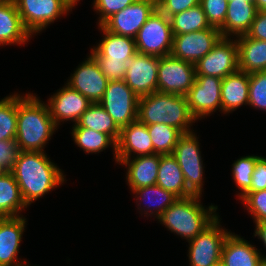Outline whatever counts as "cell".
Listing matches in <instances>:
<instances>
[{
	"label": "cell",
	"mask_w": 266,
	"mask_h": 266,
	"mask_svg": "<svg viewBox=\"0 0 266 266\" xmlns=\"http://www.w3.org/2000/svg\"><path fill=\"white\" fill-rule=\"evenodd\" d=\"M139 97L124 80L108 81L107 88L99 104L122 129L137 120Z\"/></svg>",
	"instance_id": "11"
},
{
	"label": "cell",
	"mask_w": 266,
	"mask_h": 266,
	"mask_svg": "<svg viewBox=\"0 0 266 266\" xmlns=\"http://www.w3.org/2000/svg\"><path fill=\"white\" fill-rule=\"evenodd\" d=\"M229 1H231V0H229ZM236 1H251V2H253V0H236Z\"/></svg>",
	"instance_id": "49"
},
{
	"label": "cell",
	"mask_w": 266,
	"mask_h": 266,
	"mask_svg": "<svg viewBox=\"0 0 266 266\" xmlns=\"http://www.w3.org/2000/svg\"><path fill=\"white\" fill-rule=\"evenodd\" d=\"M18 92L0 100V141L15 140L17 132Z\"/></svg>",
	"instance_id": "34"
},
{
	"label": "cell",
	"mask_w": 266,
	"mask_h": 266,
	"mask_svg": "<svg viewBox=\"0 0 266 266\" xmlns=\"http://www.w3.org/2000/svg\"><path fill=\"white\" fill-rule=\"evenodd\" d=\"M220 215L188 243L189 266H218L225 239L231 232L221 225Z\"/></svg>",
	"instance_id": "7"
},
{
	"label": "cell",
	"mask_w": 266,
	"mask_h": 266,
	"mask_svg": "<svg viewBox=\"0 0 266 266\" xmlns=\"http://www.w3.org/2000/svg\"><path fill=\"white\" fill-rule=\"evenodd\" d=\"M240 71L253 73L266 71V41L242 35L236 38Z\"/></svg>",
	"instance_id": "27"
},
{
	"label": "cell",
	"mask_w": 266,
	"mask_h": 266,
	"mask_svg": "<svg viewBox=\"0 0 266 266\" xmlns=\"http://www.w3.org/2000/svg\"><path fill=\"white\" fill-rule=\"evenodd\" d=\"M7 170H5L1 165H0V176L4 174Z\"/></svg>",
	"instance_id": "47"
},
{
	"label": "cell",
	"mask_w": 266,
	"mask_h": 266,
	"mask_svg": "<svg viewBox=\"0 0 266 266\" xmlns=\"http://www.w3.org/2000/svg\"><path fill=\"white\" fill-rule=\"evenodd\" d=\"M116 150V159L153 155L154 148L147 125L136 120L123 127L120 130Z\"/></svg>",
	"instance_id": "20"
},
{
	"label": "cell",
	"mask_w": 266,
	"mask_h": 266,
	"mask_svg": "<svg viewBox=\"0 0 266 266\" xmlns=\"http://www.w3.org/2000/svg\"><path fill=\"white\" fill-rule=\"evenodd\" d=\"M254 235L253 237H257L260 242L263 244V248L266 250V220L255 223L254 225ZM266 252V251H265ZM262 255L263 260H266V254L264 255L263 252H260Z\"/></svg>",
	"instance_id": "44"
},
{
	"label": "cell",
	"mask_w": 266,
	"mask_h": 266,
	"mask_svg": "<svg viewBox=\"0 0 266 266\" xmlns=\"http://www.w3.org/2000/svg\"><path fill=\"white\" fill-rule=\"evenodd\" d=\"M221 38L220 30L212 26L201 31L173 35L170 55L196 64L213 49Z\"/></svg>",
	"instance_id": "14"
},
{
	"label": "cell",
	"mask_w": 266,
	"mask_h": 266,
	"mask_svg": "<svg viewBox=\"0 0 266 266\" xmlns=\"http://www.w3.org/2000/svg\"><path fill=\"white\" fill-rule=\"evenodd\" d=\"M25 28L34 37L73 9L65 0H14Z\"/></svg>",
	"instance_id": "8"
},
{
	"label": "cell",
	"mask_w": 266,
	"mask_h": 266,
	"mask_svg": "<svg viewBox=\"0 0 266 266\" xmlns=\"http://www.w3.org/2000/svg\"><path fill=\"white\" fill-rule=\"evenodd\" d=\"M260 266H266V260H263L260 264Z\"/></svg>",
	"instance_id": "48"
},
{
	"label": "cell",
	"mask_w": 266,
	"mask_h": 266,
	"mask_svg": "<svg viewBox=\"0 0 266 266\" xmlns=\"http://www.w3.org/2000/svg\"><path fill=\"white\" fill-rule=\"evenodd\" d=\"M116 164L126 169L125 180L129 191L155 185L160 164V154L116 159Z\"/></svg>",
	"instance_id": "21"
},
{
	"label": "cell",
	"mask_w": 266,
	"mask_h": 266,
	"mask_svg": "<svg viewBox=\"0 0 266 266\" xmlns=\"http://www.w3.org/2000/svg\"><path fill=\"white\" fill-rule=\"evenodd\" d=\"M69 6L72 8V9H75V7L78 5V3L82 0H65Z\"/></svg>",
	"instance_id": "46"
},
{
	"label": "cell",
	"mask_w": 266,
	"mask_h": 266,
	"mask_svg": "<svg viewBox=\"0 0 266 266\" xmlns=\"http://www.w3.org/2000/svg\"><path fill=\"white\" fill-rule=\"evenodd\" d=\"M258 11H266V0H253Z\"/></svg>",
	"instance_id": "45"
},
{
	"label": "cell",
	"mask_w": 266,
	"mask_h": 266,
	"mask_svg": "<svg viewBox=\"0 0 266 266\" xmlns=\"http://www.w3.org/2000/svg\"><path fill=\"white\" fill-rule=\"evenodd\" d=\"M137 120L143 124L171 125L183 134L193 132L192 116L186 96L156 91L138 99Z\"/></svg>",
	"instance_id": "4"
},
{
	"label": "cell",
	"mask_w": 266,
	"mask_h": 266,
	"mask_svg": "<svg viewBox=\"0 0 266 266\" xmlns=\"http://www.w3.org/2000/svg\"><path fill=\"white\" fill-rule=\"evenodd\" d=\"M156 184L171 192L177 198H186L193 195L187 189L182 170L172 154H160V164Z\"/></svg>",
	"instance_id": "28"
},
{
	"label": "cell",
	"mask_w": 266,
	"mask_h": 266,
	"mask_svg": "<svg viewBox=\"0 0 266 266\" xmlns=\"http://www.w3.org/2000/svg\"><path fill=\"white\" fill-rule=\"evenodd\" d=\"M152 140L154 154H173L174 148L183 135L177 128L167 124L147 125Z\"/></svg>",
	"instance_id": "33"
},
{
	"label": "cell",
	"mask_w": 266,
	"mask_h": 266,
	"mask_svg": "<svg viewBox=\"0 0 266 266\" xmlns=\"http://www.w3.org/2000/svg\"><path fill=\"white\" fill-rule=\"evenodd\" d=\"M6 0H0V5L2 4V3H4Z\"/></svg>",
	"instance_id": "50"
},
{
	"label": "cell",
	"mask_w": 266,
	"mask_h": 266,
	"mask_svg": "<svg viewBox=\"0 0 266 266\" xmlns=\"http://www.w3.org/2000/svg\"><path fill=\"white\" fill-rule=\"evenodd\" d=\"M70 133L74 144L86 155L101 154L106 149L112 148L113 161L116 164L117 142L110 135L89 128H72Z\"/></svg>",
	"instance_id": "30"
},
{
	"label": "cell",
	"mask_w": 266,
	"mask_h": 266,
	"mask_svg": "<svg viewBox=\"0 0 266 266\" xmlns=\"http://www.w3.org/2000/svg\"><path fill=\"white\" fill-rule=\"evenodd\" d=\"M131 193L134 194L139 215L155 220L178 199L157 184L134 189Z\"/></svg>",
	"instance_id": "25"
},
{
	"label": "cell",
	"mask_w": 266,
	"mask_h": 266,
	"mask_svg": "<svg viewBox=\"0 0 266 266\" xmlns=\"http://www.w3.org/2000/svg\"><path fill=\"white\" fill-rule=\"evenodd\" d=\"M249 108L266 112V71L249 74Z\"/></svg>",
	"instance_id": "36"
},
{
	"label": "cell",
	"mask_w": 266,
	"mask_h": 266,
	"mask_svg": "<svg viewBox=\"0 0 266 266\" xmlns=\"http://www.w3.org/2000/svg\"><path fill=\"white\" fill-rule=\"evenodd\" d=\"M221 85L222 79L219 77L196 75L186 99L197 122L209 118L214 113H221Z\"/></svg>",
	"instance_id": "10"
},
{
	"label": "cell",
	"mask_w": 266,
	"mask_h": 266,
	"mask_svg": "<svg viewBox=\"0 0 266 266\" xmlns=\"http://www.w3.org/2000/svg\"><path fill=\"white\" fill-rule=\"evenodd\" d=\"M10 171L28 207L67 182L63 169L46 152L20 151Z\"/></svg>",
	"instance_id": "1"
},
{
	"label": "cell",
	"mask_w": 266,
	"mask_h": 266,
	"mask_svg": "<svg viewBox=\"0 0 266 266\" xmlns=\"http://www.w3.org/2000/svg\"><path fill=\"white\" fill-rule=\"evenodd\" d=\"M89 54V55H88ZM83 61L73 70L65 82L71 88L80 92L91 103H99L107 88L108 79L101 72L95 58L88 53Z\"/></svg>",
	"instance_id": "15"
},
{
	"label": "cell",
	"mask_w": 266,
	"mask_h": 266,
	"mask_svg": "<svg viewBox=\"0 0 266 266\" xmlns=\"http://www.w3.org/2000/svg\"><path fill=\"white\" fill-rule=\"evenodd\" d=\"M31 38L33 36L25 28L14 0H6L0 5V47H23L31 42Z\"/></svg>",
	"instance_id": "23"
},
{
	"label": "cell",
	"mask_w": 266,
	"mask_h": 266,
	"mask_svg": "<svg viewBox=\"0 0 266 266\" xmlns=\"http://www.w3.org/2000/svg\"><path fill=\"white\" fill-rule=\"evenodd\" d=\"M173 33L171 22L158 8L147 19L135 37L137 53L158 57L171 53Z\"/></svg>",
	"instance_id": "9"
},
{
	"label": "cell",
	"mask_w": 266,
	"mask_h": 266,
	"mask_svg": "<svg viewBox=\"0 0 266 266\" xmlns=\"http://www.w3.org/2000/svg\"><path fill=\"white\" fill-rule=\"evenodd\" d=\"M196 131L183 134L179 138L172 155L176 158L182 170L187 189L193 195L203 196L205 164L200 148L201 143L198 140L200 139L199 134L197 137Z\"/></svg>",
	"instance_id": "6"
},
{
	"label": "cell",
	"mask_w": 266,
	"mask_h": 266,
	"mask_svg": "<svg viewBox=\"0 0 266 266\" xmlns=\"http://www.w3.org/2000/svg\"><path fill=\"white\" fill-rule=\"evenodd\" d=\"M239 70L236 38H221L213 49L195 64L196 75L221 79Z\"/></svg>",
	"instance_id": "13"
},
{
	"label": "cell",
	"mask_w": 266,
	"mask_h": 266,
	"mask_svg": "<svg viewBox=\"0 0 266 266\" xmlns=\"http://www.w3.org/2000/svg\"><path fill=\"white\" fill-rule=\"evenodd\" d=\"M261 249L244 237L230 232L224 241L221 266H260L263 261Z\"/></svg>",
	"instance_id": "22"
},
{
	"label": "cell",
	"mask_w": 266,
	"mask_h": 266,
	"mask_svg": "<svg viewBox=\"0 0 266 266\" xmlns=\"http://www.w3.org/2000/svg\"><path fill=\"white\" fill-rule=\"evenodd\" d=\"M195 77V64L171 55L159 57L157 91L186 96Z\"/></svg>",
	"instance_id": "12"
},
{
	"label": "cell",
	"mask_w": 266,
	"mask_h": 266,
	"mask_svg": "<svg viewBox=\"0 0 266 266\" xmlns=\"http://www.w3.org/2000/svg\"><path fill=\"white\" fill-rule=\"evenodd\" d=\"M92 8L97 17L96 25H102L113 14L123 10L128 5L133 4L136 0H92Z\"/></svg>",
	"instance_id": "39"
},
{
	"label": "cell",
	"mask_w": 266,
	"mask_h": 266,
	"mask_svg": "<svg viewBox=\"0 0 266 266\" xmlns=\"http://www.w3.org/2000/svg\"><path fill=\"white\" fill-rule=\"evenodd\" d=\"M157 9V0H136L109 17L102 26L117 35L135 39L140 28Z\"/></svg>",
	"instance_id": "16"
},
{
	"label": "cell",
	"mask_w": 266,
	"mask_h": 266,
	"mask_svg": "<svg viewBox=\"0 0 266 266\" xmlns=\"http://www.w3.org/2000/svg\"><path fill=\"white\" fill-rule=\"evenodd\" d=\"M20 150L15 140L0 141V165L10 171L15 165Z\"/></svg>",
	"instance_id": "41"
},
{
	"label": "cell",
	"mask_w": 266,
	"mask_h": 266,
	"mask_svg": "<svg viewBox=\"0 0 266 266\" xmlns=\"http://www.w3.org/2000/svg\"><path fill=\"white\" fill-rule=\"evenodd\" d=\"M201 199L199 195L178 198L158 217L157 223L186 242L191 241L219 216L217 205L205 206Z\"/></svg>",
	"instance_id": "3"
},
{
	"label": "cell",
	"mask_w": 266,
	"mask_h": 266,
	"mask_svg": "<svg viewBox=\"0 0 266 266\" xmlns=\"http://www.w3.org/2000/svg\"><path fill=\"white\" fill-rule=\"evenodd\" d=\"M59 127L50 116L48 105L33 91L18 92L17 132L20 151L46 152L45 147Z\"/></svg>",
	"instance_id": "2"
},
{
	"label": "cell",
	"mask_w": 266,
	"mask_h": 266,
	"mask_svg": "<svg viewBox=\"0 0 266 266\" xmlns=\"http://www.w3.org/2000/svg\"><path fill=\"white\" fill-rule=\"evenodd\" d=\"M159 57L136 53L127 64L124 81L140 98L157 91Z\"/></svg>",
	"instance_id": "18"
},
{
	"label": "cell",
	"mask_w": 266,
	"mask_h": 266,
	"mask_svg": "<svg viewBox=\"0 0 266 266\" xmlns=\"http://www.w3.org/2000/svg\"><path fill=\"white\" fill-rule=\"evenodd\" d=\"M258 12L254 2L236 1L228 2V9L224 25L220 29L223 38H237L246 35Z\"/></svg>",
	"instance_id": "26"
},
{
	"label": "cell",
	"mask_w": 266,
	"mask_h": 266,
	"mask_svg": "<svg viewBox=\"0 0 266 266\" xmlns=\"http://www.w3.org/2000/svg\"><path fill=\"white\" fill-rule=\"evenodd\" d=\"M28 208L14 175L6 171L0 176V217L23 216Z\"/></svg>",
	"instance_id": "29"
},
{
	"label": "cell",
	"mask_w": 266,
	"mask_h": 266,
	"mask_svg": "<svg viewBox=\"0 0 266 266\" xmlns=\"http://www.w3.org/2000/svg\"><path fill=\"white\" fill-rule=\"evenodd\" d=\"M97 29L102 38L90 48V54L109 81L124 80L128 61L137 53L135 39L114 34L102 25Z\"/></svg>",
	"instance_id": "5"
},
{
	"label": "cell",
	"mask_w": 266,
	"mask_h": 266,
	"mask_svg": "<svg viewBox=\"0 0 266 266\" xmlns=\"http://www.w3.org/2000/svg\"><path fill=\"white\" fill-rule=\"evenodd\" d=\"M266 190V156L260 155L252 174L251 188L247 192Z\"/></svg>",
	"instance_id": "42"
},
{
	"label": "cell",
	"mask_w": 266,
	"mask_h": 266,
	"mask_svg": "<svg viewBox=\"0 0 266 266\" xmlns=\"http://www.w3.org/2000/svg\"><path fill=\"white\" fill-rule=\"evenodd\" d=\"M239 200L254 224L266 220V190L246 192Z\"/></svg>",
	"instance_id": "37"
},
{
	"label": "cell",
	"mask_w": 266,
	"mask_h": 266,
	"mask_svg": "<svg viewBox=\"0 0 266 266\" xmlns=\"http://www.w3.org/2000/svg\"><path fill=\"white\" fill-rule=\"evenodd\" d=\"M248 103L249 73L238 70L222 79L221 114L230 115Z\"/></svg>",
	"instance_id": "24"
},
{
	"label": "cell",
	"mask_w": 266,
	"mask_h": 266,
	"mask_svg": "<svg viewBox=\"0 0 266 266\" xmlns=\"http://www.w3.org/2000/svg\"><path fill=\"white\" fill-rule=\"evenodd\" d=\"M45 102L50 116L58 127L70 121L76 124L92 104L85 96L66 83L50 95Z\"/></svg>",
	"instance_id": "17"
},
{
	"label": "cell",
	"mask_w": 266,
	"mask_h": 266,
	"mask_svg": "<svg viewBox=\"0 0 266 266\" xmlns=\"http://www.w3.org/2000/svg\"><path fill=\"white\" fill-rule=\"evenodd\" d=\"M200 4V0H157V8L168 18Z\"/></svg>",
	"instance_id": "40"
},
{
	"label": "cell",
	"mask_w": 266,
	"mask_h": 266,
	"mask_svg": "<svg viewBox=\"0 0 266 266\" xmlns=\"http://www.w3.org/2000/svg\"><path fill=\"white\" fill-rule=\"evenodd\" d=\"M27 223L24 215L0 217V266H31L27 259L19 258Z\"/></svg>",
	"instance_id": "19"
},
{
	"label": "cell",
	"mask_w": 266,
	"mask_h": 266,
	"mask_svg": "<svg viewBox=\"0 0 266 266\" xmlns=\"http://www.w3.org/2000/svg\"><path fill=\"white\" fill-rule=\"evenodd\" d=\"M249 38L266 41V11H258L250 30L246 34Z\"/></svg>",
	"instance_id": "43"
},
{
	"label": "cell",
	"mask_w": 266,
	"mask_h": 266,
	"mask_svg": "<svg viewBox=\"0 0 266 266\" xmlns=\"http://www.w3.org/2000/svg\"><path fill=\"white\" fill-rule=\"evenodd\" d=\"M259 157L253 154L241 156L232 163L231 176L238 189L236 198L240 199L251 188L252 174Z\"/></svg>",
	"instance_id": "35"
},
{
	"label": "cell",
	"mask_w": 266,
	"mask_h": 266,
	"mask_svg": "<svg viewBox=\"0 0 266 266\" xmlns=\"http://www.w3.org/2000/svg\"><path fill=\"white\" fill-rule=\"evenodd\" d=\"M169 19L173 35L201 31L211 27L200 4L177 13Z\"/></svg>",
	"instance_id": "32"
},
{
	"label": "cell",
	"mask_w": 266,
	"mask_h": 266,
	"mask_svg": "<svg viewBox=\"0 0 266 266\" xmlns=\"http://www.w3.org/2000/svg\"><path fill=\"white\" fill-rule=\"evenodd\" d=\"M229 0H200L210 26L221 29L226 18Z\"/></svg>",
	"instance_id": "38"
},
{
	"label": "cell",
	"mask_w": 266,
	"mask_h": 266,
	"mask_svg": "<svg viewBox=\"0 0 266 266\" xmlns=\"http://www.w3.org/2000/svg\"><path fill=\"white\" fill-rule=\"evenodd\" d=\"M72 128H89L99 133L110 135L116 142L120 135V128L116 125L113 118L99 103H92L82 114Z\"/></svg>",
	"instance_id": "31"
}]
</instances>
